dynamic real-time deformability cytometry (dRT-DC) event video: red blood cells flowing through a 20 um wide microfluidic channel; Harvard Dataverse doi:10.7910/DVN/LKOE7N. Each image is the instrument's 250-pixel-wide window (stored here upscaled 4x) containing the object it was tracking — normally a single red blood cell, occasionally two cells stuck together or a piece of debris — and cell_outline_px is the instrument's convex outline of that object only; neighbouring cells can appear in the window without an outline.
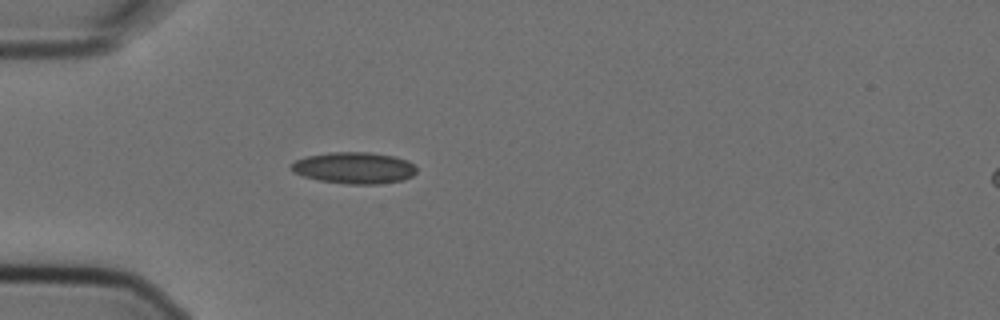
{"species": "Egyptian fruit bat (a non-hibernating species)", "species_latin": "Rousettus aegyptiacus", "temperature_condition": "cold", "stored_images_in_passage": 1, "camera_frame_rate_fps": 3000, "um_per_image_px": 0.085, "animal": {"sex": "female"}, "frame": {"image": 1, "passage_image": 1, "time_ms": 0.0, "image_size_px": [1000, 320], "cell_outline_px": [[416, 172], [412, 176], [404, 180], [376, 184], [348, 184], [320, 180], [304, 176], [292, 172], [292, 164], [296, 160], [308, 156], [332, 152], [368, 152], [392, 156], [408, 160], [416, 168]], "centroid_in_image_um": [30.13, 14.27], "position_along_channel_um": 54.9, "area_um2": 22.77}}